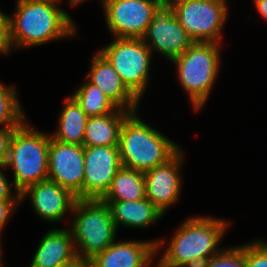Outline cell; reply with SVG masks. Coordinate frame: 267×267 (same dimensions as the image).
I'll return each instance as SVG.
<instances>
[{
    "label": "cell",
    "instance_id": "e0dca14e",
    "mask_svg": "<svg viewBox=\"0 0 267 267\" xmlns=\"http://www.w3.org/2000/svg\"><path fill=\"white\" fill-rule=\"evenodd\" d=\"M71 230L52 229L41 240L30 267H58L76 260Z\"/></svg>",
    "mask_w": 267,
    "mask_h": 267
},
{
    "label": "cell",
    "instance_id": "9c48e42d",
    "mask_svg": "<svg viewBox=\"0 0 267 267\" xmlns=\"http://www.w3.org/2000/svg\"><path fill=\"white\" fill-rule=\"evenodd\" d=\"M103 8L117 38H142L160 6L155 0H103Z\"/></svg>",
    "mask_w": 267,
    "mask_h": 267
},
{
    "label": "cell",
    "instance_id": "5bb4252c",
    "mask_svg": "<svg viewBox=\"0 0 267 267\" xmlns=\"http://www.w3.org/2000/svg\"><path fill=\"white\" fill-rule=\"evenodd\" d=\"M27 195L38 216L51 222H58L68 210L72 211L77 200L69 190L48 179L25 188L20 193V201Z\"/></svg>",
    "mask_w": 267,
    "mask_h": 267
},
{
    "label": "cell",
    "instance_id": "cb8c5ba5",
    "mask_svg": "<svg viewBox=\"0 0 267 267\" xmlns=\"http://www.w3.org/2000/svg\"><path fill=\"white\" fill-rule=\"evenodd\" d=\"M200 267H246L245 245L223 250L206 260Z\"/></svg>",
    "mask_w": 267,
    "mask_h": 267
},
{
    "label": "cell",
    "instance_id": "836d02e7",
    "mask_svg": "<svg viewBox=\"0 0 267 267\" xmlns=\"http://www.w3.org/2000/svg\"><path fill=\"white\" fill-rule=\"evenodd\" d=\"M10 52L8 43H0V53L8 54Z\"/></svg>",
    "mask_w": 267,
    "mask_h": 267
},
{
    "label": "cell",
    "instance_id": "603a6c76",
    "mask_svg": "<svg viewBox=\"0 0 267 267\" xmlns=\"http://www.w3.org/2000/svg\"><path fill=\"white\" fill-rule=\"evenodd\" d=\"M14 87L0 84V125L6 128H17L24 120V113L16 97Z\"/></svg>",
    "mask_w": 267,
    "mask_h": 267
},
{
    "label": "cell",
    "instance_id": "83f0119b",
    "mask_svg": "<svg viewBox=\"0 0 267 267\" xmlns=\"http://www.w3.org/2000/svg\"><path fill=\"white\" fill-rule=\"evenodd\" d=\"M3 167L5 168L6 165H0V200H20V193L18 192H16L17 197L13 199L11 187L6 176L1 171Z\"/></svg>",
    "mask_w": 267,
    "mask_h": 267
},
{
    "label": "cell",
    "instance_id": "7402d4cb",
    "mask_svg": "<svg viewBox=\"0 0 267 267\" xmlns=\"http://www.w3.org/2000/svg\"><path fill=\"white\" fill-rule=\"evenodd\" d=\"M88 117L101 116L115 112L119 107L106 96L99 87L89 81L82 84L74 95H71Z\"/></svg>",
    "mask_w": 267,
    "mask_h": 267
},
{
    "label": "cell",
    "instance_id": "30bf717a",
    "mask_svg": "<svg viewBox=\"0 0 267 267\" xmlns=\"http://www.w3.org/2000/svg\"><path fill=\"white\" fill-rule=\"evenodd\" d=\"M84 146L50 138L47 179L83 199Z\"/></svg>",
    "mask_w": 267,
    "mask_h": 267
},
{
    "label": "cell",
    "instance_id": "ac0fdd59",
    "mask_svg": "<svg viewBox=\"0 0 267 267\" xmlns=\"http://www.w3.org/2000/svg\"><path fill=\"white\" fill-rule=\"evenodd\" d=\"M130 113L126 108H119L109 114L89 117L83 146H118L121 126Z\"/></svg>",
    "mask_w": 267,
    "mask_h": 267
},
{
    "label": "cell",
    "instance_id": "4316f807",
    "mask_svg": "<svg viewBox=\"0 0 267 267\" xmlns=\"http://www.w3.org/2000/svg\"><path fill=\"white\" fill-rule=\"evenodd\" d=\"M20 202V200H0V231L4 227L11 212H13V207L20 204Z\"/></svg>",
    "mask_w": 267,
    "mask_h": 267
},
{
    "label": "cell",
    "instance_id": "52a82bcc",
    "mask_svg": "<svg viewBox=\"0 0 267 267\" xmlns=\"http://www.w3.org/2000/svg\"><path fill=\"white\" fill-rule=\"evenodd\" d=\"M140 99L146 88L151 50L141 38H117L99 51Z\"/></svg>",
    "mask_w": 267,
    "mask_h": 267
},
{
    "label": "cell",
    "instance_id": "ffe728a7",
    "mask_svg": "<svg viewBox=\"0 0 267 267\" xmlns=\"http://www.w3.org/2000/svg\"><path fill=\"white\" fill-rule=\"evenodd\" d=\"M146 197L144 172L122 166L101 201H137Z\"/></svg>",
    "mask_w": 267,
    "mask_h": 267
},
{
    "label": "cell",
    "instance_id": "f1b7e54d",
    "mask_svg": "<svg viewBox=\"0 0 267 267\" xmlns=\"http://www.w3.org/2000/svg\"><path fill=\"white\" fill-rule=\"evenodd\" d=\"M7 17L0 11V43L7 42Z\"/></svg>",
    "mask_w": 267,
    "mask_h": 267
},
{
    "label": "cell",
    "instance_id": "44dd1931",
    "mask_svg": "<svg viewBox=\"0 0 267 267\" xmlns=\"http://www.w3.org/2000/svg\"><path fill=\"white\" fill-rule=\"evenodd\" d=\"M65 101L66 105L59 119L58 131L51 138L62 143L83 145L89 117L72 96L67 97Z\"/></svg>",
    "mask_w": 267,
    "mask_h": 267
},
{
    "label": "cell",
    "instance_id": "8992f818",
    "mask_svg": "<svg viewBox=\"0 0 267 267\" xmlns=\"http://www.w3.org/2000/svg\"><path fill=\"white\" fill-rule=\"evenodd\" d=\"M218 43L193 42L181 55L173 58L179 81L196 110L203 107L218 74Z\"/></svg>",
    "mask_w": 267,
    "mask_h": 267
},
{
    "label": "cell",
    "instance_id": "d4e9b609",
    "mask_svg": "<svg viewBox=\"0 0 267 267\" xmlns=\"http://www.w3.org/2000/svg\"><path fill=\"white\" fill-rule=\"evenodd\" d=\"M246 267H267V243L256 241L245 245Z\"/></svg>",
    "mask_w": 267,
    "mask_h": 267
},
{
    "label": "cell",
    "instance_id": "f546056e",
    "mask_svg": "<svg viewBox=\"0 0 267 267\" xmlns=\"http://www.w3.org/2000/svg\"><path fill=\"white\" fill-rule=\"evenodd\" d=\"M254 2L258 12L267 19V0H254Z\"/></svg>",
    "mask_w": 267,
    "mask_h": 267
},
{
    "label": "cell",
    "instance_id": "d590c367",
    "mask_svg": "<svg viewBox=\"0 0 267 267\" xmlns=\"http://www.w3.org/2000/svg\"><path fill=\"white\" fill-rule=\"evenodd\" d=\"M0 241H1V240H0ZM0 244H1V243H0ZM0 248H1V245H0ZM1 254H2V253H1V249H0V266H1V262H2V260H1V259H2V258H1Z\"/></svg>",
    "mask_w": 267,
    "mask_h": 267
},
{
    "label": "cell",
    "instance_id": "5b68a950",
    "mask_svg": "<svg viewBox=\"0 0 267 267\" xmlns=\"http://www.w3.org/2000/svg\"><path fill=\"white\" fill-rule=\"evenodd\" d=\"M50 136L19 125L11 138L6 167L14 168L15 190L21 193L28 186L47 180Z\"/></svg>",
    "mask_w": 267,
    "mask_h": 267
},
{
    "label": "cell",
    "instance_id": "7a4b0ae2",
    "mask_svg": "<svg viewBox=\"0 0 267 267\" xmlns=\"http://www.w3.org/2000/svg\"><path fill=\"white\" fill-rule=\"evenodd\" d=\"M228 223L211 217H191L179 228L162 259L175 267H200L218 254V243Z\"/></svg>",
    "mask_w": 267,
    "mask_h": 267
},
{
    "label": "cell",
    "instance_id": "ba28073f",
    "mask_svg": "<svg viewBox=\"0 0 267 267\" xmlns=\"http://www.w3.org/2000/svg\"><path fill=\"white\" fill-rule=\"evenodd\" d=\"M225 0H186L171 10L194 42L219 43L227 18Z\"/></svg>",
    "mask_w": 267,
    "mask_h": 267
},
{
    "label": "cell",
    "instance_id": "484cf974",
    "mask_svg": "<svg viewBox=\"0 0 267 267\" xmlns=\"http://www.w3.org/2000/svg\"><path fill=\"white\" fill-rule=\"evenodd\" d=\"M16 128H0V165H6L11 138Z\"/></svg>",
    "mask_w": 267,
    "mask_h": 267
},
{
    "label": "cell",
    "instance_id": "4fadbf2b",
    "mask_svg": "<svg viewBox=\"0 0 267 267\" xmlns=\"http://www.w3.org/2000/svg\"><path fill=\"white\" fill-rule=\"evenodd\" d=\"M183 156L179 150L172 158L144 172L146 198L149 199L164 215L179 194L181 181L179 169Z\"/></svg>",
    "mask_w": 267,
    "mask_h": 267
},
{
    "label": "cell",
    "instance_id": "1f68e13d",
    "mask_svg": "<svg viewBox=\"0 0 267 267\" xmlns=\"http://www.w3.org/2000/svg\"><path fill=\"white\" fill-rule=\"evenodd\" d=\"M160 8L171 9L175 4L186 0H155Z\"/></svg>",
    "mask_w": 267,
    "mask_h": 267
},
{
    "label": "cell",
    "instance_id": "2e32d148",
    "mask_svg": "<svg viewBox=\"0 0 267 267\" xmlns=\"http://www.w3.org/2000/svg\"><path fill=\"white\" fill-rule=\"evenodd\" d=\"M88 81L99 87L119 108L136 112L139 98L126 86L108 60L98 52L92 59Z\"/></svg>",
    "mask_w": 267,
    "mask_h": 267
},
{
    "label": "cell",
    "instance_id": "7c38bea8",
    "mask_svg": "<svg viewBox=\"0 0 267 267\" xmlns=\"http://www.w3.org/2000/svg\"><path fill=\"white\" fill-rule=\"evenodd\" d=\"M141 39L145 43L150 40L152 45H147L151 52L155 48L169 60L181 55L194 42L168 8L159 9Z\"/></svg>",
    "mask_w": 267,
    "mask_h": 267
},
{
    "label": "cell",
    "instance_id": "6da1fadb",
    "mask_svg": "<svg viewBox=\"0 0 267 267\" xmlns=\"http://www.w3.org/2000/svg\"><path fill=\"white\" fill-rule=\"evenodd\" d=\"M61 0H17L16 16L7 17V42L14 46L41 45L76 34L68 14L57 7Z\"/></svg>",
    "mask_w": 267,
    "mask_h": 267
},
{
    "label": "cell",
    "instance_id": "9a60e30c",
    "mask_svg": "<svg viewBox=\"0 0 267 267\" xmlns=\"http://www.w3.org/2000/svg\"><path fill=\"white\" fill-rule=\"evenodd\" d=\"M163 241L113 242L89 261V267H145Z\"/></svg>",
    "mask_w": 267,
    "mask_h": 267
},
{
    "label": "cell",
    "instance_id": "8fae6325",
    "mask_svg": "<svg viewBox=\"0 0 267 267\" xmlns=\"http://www.w3.org/2000/svg\"><path fill=\"white\" fill-rule=\"evenodd\" d=\"M121 167L118 146H84L83 199H101Z\"/></svg>",
    "mask_w": 267,
    "mask_h": 267
},
{
    "label": "cell",
    "instance_id": "d6986e66",
    "mask_svg": "<svg viewBox=\"0 0 267 267\" xmlns=\"http://www.w3.org/2000/svg\"><path fill=\"white\" fill-rule=\"evenodd\" d=\"M108 204L115 226L146 227L159 220L163 214L146 197L137 201H103Z\"/></svg>",
    "mask_w": 267,
    "mask_h": 267
},
{
    "label": "cell",
    "instance_id": "3957f363",
    "mask_svg": "<svg viewBox=\"0 0 267 267\" xmlns=\"http://www.w3.org/2000/svg\"><path fill=\"white\" fill-rule=\"evenodd\" d=\"M118 147L122 166L141 172L165 163L180 150L177 144L141 121L135 112L121 126Z\"/></svg>",
    "mask_w": 267,
    "mask_h": 267
},
{
    "label": "cell",
    "instance_id": "e575fe53",
    "mask_svg": "<svg viewBox=\"0 0 267 267\" xmlns=\"http://www.w3.org/2000/svg\"><path fill=\"white\" fill-rule=\"evenodd\" d=\"M83 0H70V3L75 6L76 4L82 2Z\"/></svg>",
    "mask_w": 267,
    "mask_h": 267
},
{
    "label": "cell",
    "instance_id": "4dcf8cb0",
    "mask_svg": "<svg viewBox=\"0 0 267 267\" xmlns=\"http://www.w3.org/2000/svg\"><path fill=\"white\" fill-rule=\"evenodd\" d=\"M58 267H89V262L84 261L80 258H77L76 260L66 263L64 265L58 266Z\"/></svg>",
    "mask_w": 267,
    "mask_h": 267
},
{
    "label": "cell",
    "instance_id": "d6a6232c",
    "mask_svg": "<svg viewBox=\"0 0 267 267\" xmlns=\"http://www.w3.org/2000/svg\"><path fill=\"white\" fill-rule=\"evenodd\" d=\"M152 258L147 262L146 266L145 267H149V263L151 262ZM157 267H175V266H172V265H169L167 264L162 258L161 260L159 261L158 263V266Z\"/></svg>",
    "mask_w": 267,
    "mask_h": 267
},
{
    "label": "cell",
    "instance_id": "277c9868",
    "mask_svg": "<svg viewBox=\"0 0 267 267\" xmlns=\"http://www.w3.org/2000/svg\"><path fill=\"white\" fill-rule=\"evenodd\" d=\"M72 211L76 215L70 230L77 257L89 262L114 242L117 227L109 205L100 199H77Z\"/></svg>",
    "mask_w": 267,
    "mask_h": 267
}]
</instances>
